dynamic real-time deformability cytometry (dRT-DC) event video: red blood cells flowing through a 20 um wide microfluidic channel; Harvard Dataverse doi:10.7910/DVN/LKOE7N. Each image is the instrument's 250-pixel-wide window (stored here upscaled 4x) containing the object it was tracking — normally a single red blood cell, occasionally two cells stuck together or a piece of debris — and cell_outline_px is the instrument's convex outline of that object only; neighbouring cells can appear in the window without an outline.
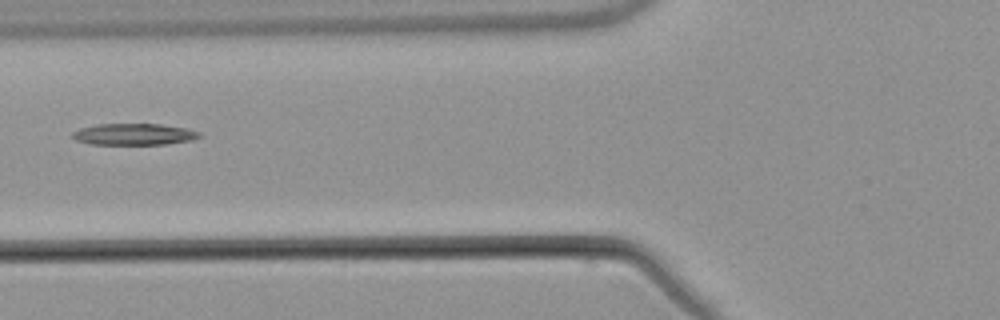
{"species": "common noctule bat (a hibernating species)", "species_latin": "Nyctalus noctula", "temperature_condition": "warm", "stored_images_in_passage": 5, "camera_frame_rate_fps": 3000, "um_per_image_px": 0.085, "animal": {"sex": "male", "body_mass_g": 21.5, "forearm_length_mm": 52.0}, "frame": {"image": 1, "passage_image": 5, "time_ms": 5.0, "image_size_px": [1000, 320], "cell_outline_px": [[200, 136], [192, 140], [164, 144], [88, 144], [76, 140], [72, 136], [72, 132], [80, 128], [96, 124], [160, 124], [188, 128], [200, 132]], "centroid_in_image_um": [11.38, 11.41], "position_along_channel_um": 114.4, "area_um2": 15.9}}